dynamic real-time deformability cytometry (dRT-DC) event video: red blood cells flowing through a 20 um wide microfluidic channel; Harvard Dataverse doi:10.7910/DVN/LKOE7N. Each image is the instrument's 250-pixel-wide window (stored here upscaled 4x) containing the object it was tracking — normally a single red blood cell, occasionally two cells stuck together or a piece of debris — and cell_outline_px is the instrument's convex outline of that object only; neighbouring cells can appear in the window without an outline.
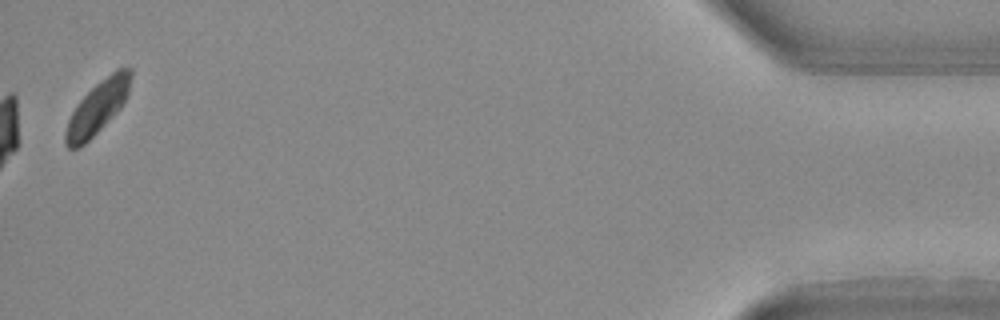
{"species": "Egyptian fruit bat (a non-hibernating species)", "species_latin": "Rousettus aegyptiacus", "temperature_condition": "warm", "stored_images_in_passage": 33, "segment_of_instrument_passage": [2, 2], "camera_frame_rate_fps": 3000, "um_per_image_px": 0.085, "animal": {"sex": "female"}, "frame": {"image": 1, "passage_image": 33, "time_ms": 10.667, "image_size_px": [1000, 320], "cell_outline_px": [[132, 76], [128, 96], [120, 108], [80, 148], [68, 148], [64, 144], [64, 132], [68, 120], [72, 112], [80, 100], [100, 80], [116, 68], [132, 68]], "centroid_in_image_um": [8.29, 9.11], "position_along_channel_um": 426.9, "area_um2": 19.88}}